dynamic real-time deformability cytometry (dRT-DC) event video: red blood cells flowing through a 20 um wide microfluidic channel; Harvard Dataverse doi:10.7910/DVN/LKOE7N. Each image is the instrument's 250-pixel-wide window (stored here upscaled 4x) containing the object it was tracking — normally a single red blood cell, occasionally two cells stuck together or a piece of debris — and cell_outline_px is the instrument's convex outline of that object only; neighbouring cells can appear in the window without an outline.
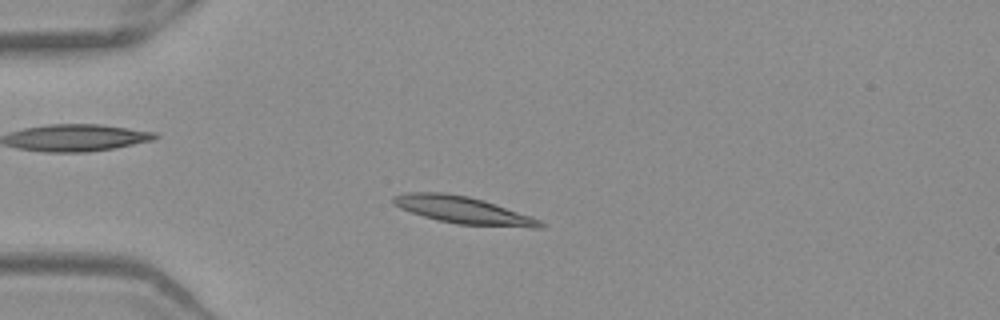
{"species": "Egyptian fruit bat (a non-hibernating species)", "species_latin": "Rousettus aegyptiacus", "temperature_condition": "warm", "stored_images_in_passage": 39, "camera_frame_rate_fps": 3000, "um_per_image_px": 0.085, "frame": {"image": 1, "passage_image": 12, "time_ms": 3.667, "image_size_px": [1000, 320], "cell_outline_px": [[548, 224], [544, 228], [532, 228], [456, 224], [436, 220], [400, 208], [392, 204], [392, 196], [404, 192], [444, 192], [468, 196], [484, 200], [532, 216]], "centroid_in_image_um": [39.41, 17.86], "position_along_channel_um": 45.6, "area_um2": 23.64}}
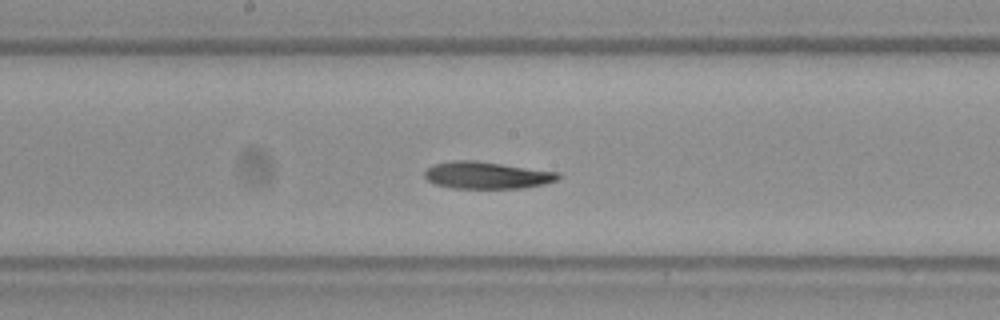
{"frame": {"image": 2, "passage_image": 26, "time_ms": 8.333, "image_size_px": [1000, 320], "cell_outline_px": [[560, 176], [556, 180], [544, 184], [524, 188], [452, 188], [436, 184], [428, 180], [424, 176], [424, 172], [432, 164], [452, 160], [476, 160], [560, 172]], "centroid_in_image_um": [41.37, 14.88], "position_along_channel_um": 206.8, "area_um2": 21.15}}
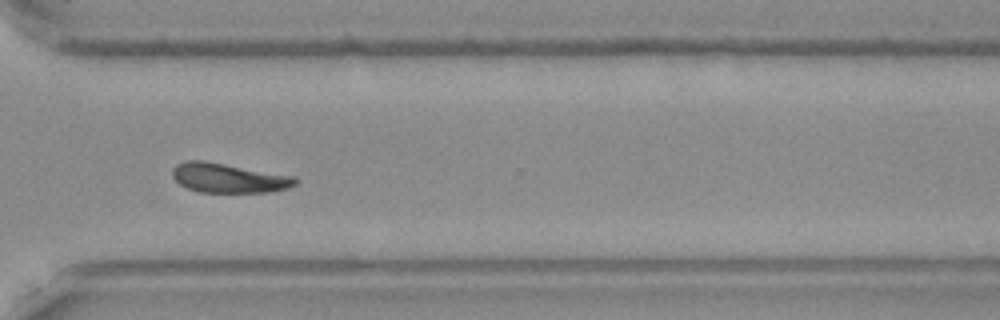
{"frame": {"image": 3, "passage_image": 37, "time_ms": 12.0, "image_size_px": [1000, 320], "cell_outline_px": [[300, 180], [296, 184], [288, 188], [272, 192], [200, 192], [188, 188], [180, 184], [172, 176], [172, 168], [176, 164], [188, 160], [204, 160], [296, 176]], "centroid_in_image_um": [19.47, 15.12], "position_along_channel_um": 351.1, "area_um2": 21.33}, "authors_computed_cell_mechanics": {"area_um2": 22.0796, "velocity_mm_per_s": 3.933, "shape_relaxation_time_tau1_ms": 6.6825, "shape_relaxation_time_tau2_ms": 5.8316, "deformation_change_tau1": 0.1683, "deformation_change_tau2": 0.1432}}